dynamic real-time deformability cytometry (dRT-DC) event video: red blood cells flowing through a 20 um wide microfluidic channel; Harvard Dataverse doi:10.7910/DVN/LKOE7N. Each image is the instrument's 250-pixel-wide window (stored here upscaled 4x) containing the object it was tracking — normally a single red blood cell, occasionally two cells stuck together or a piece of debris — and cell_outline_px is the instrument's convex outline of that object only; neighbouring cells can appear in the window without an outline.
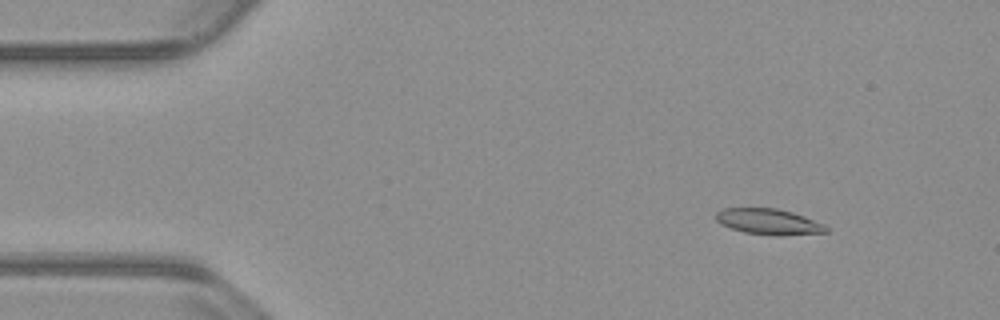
{"species": "common noctule bat (a hibernating species)", "species_latin": "Nyctalus noctula", "temperature_condition": "warm", "stored_images_in_passage": 55, "camera_frame_rate_fps": 3000, "um_per_image_px": 0.085, "animal": {"sex": "male", "body_mass_g": 23.1, "forearm_length_mm": 52.7}, "frame": {"image": 1, "passage_image": 7, "time_ms": 2.0, "image_size_px": [1000, 320], "cell_outline_px": [[828, 232], [780, 236], [776, 236], [744, 232], [732, 228], [716, 220], [716, 212], [720, 208], [776, 208], [792, 212], [804, 216], [824, 224], [828, 228]], "centroid_in_image_um": [65.36, 18.84], "position_along_channel_um": 19.6, "area_um2": 16.53}}
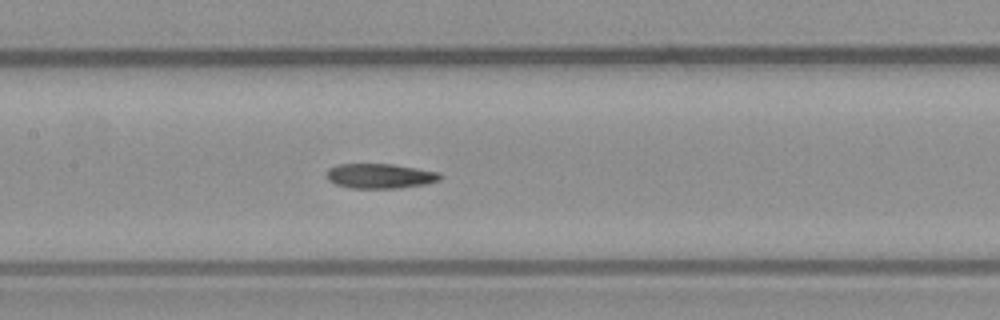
{"frame": {"image": 2, "passage_image": 26, "time_ms": 8.333, "image_size_px": [1000, 320], "cell_outline_px": [[444, 176], [440, 180], [424, 184], [396, 188], [348, 188], [336, 184], [328, 180], [328, 168], [336, 164], [392, 164], [440, 172]], "centroid_in_image_um": [32.31, 14.95], "position_along_channel_um": 175.1, "area_um2": 16.42}}
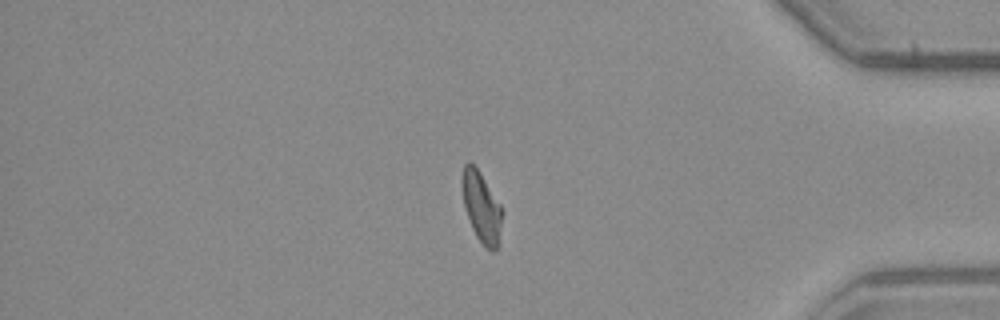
{"frame": {"image": 3, "passage_image": 46, "time_ms": 15.0, "image_size_px": [1000, 320], "cell_outline_px": [[504, 212], [496, 248], [492, 252], [484, 248], [476, 236], [472, 228], [464, 208], [460, 184], [460, 180], [464, 164], [468, 160], [480, 172], [504, 208]], "centroid_in_image_um": [40.91, 17.57], "position_along_channel_um": 394.3, "area_um2": 16.94}, "authors_computed_cell_mechanics": {"area_um2": 16.8776, "velocity_mm_per_s": 3.7914, "shape_relaxation_time_tau1_ms": null, "shape_relaxation_time_tau2_ms": 4.9695, "deformation_change_tau1": null, "deformation_change_tau2": 0.1133}}